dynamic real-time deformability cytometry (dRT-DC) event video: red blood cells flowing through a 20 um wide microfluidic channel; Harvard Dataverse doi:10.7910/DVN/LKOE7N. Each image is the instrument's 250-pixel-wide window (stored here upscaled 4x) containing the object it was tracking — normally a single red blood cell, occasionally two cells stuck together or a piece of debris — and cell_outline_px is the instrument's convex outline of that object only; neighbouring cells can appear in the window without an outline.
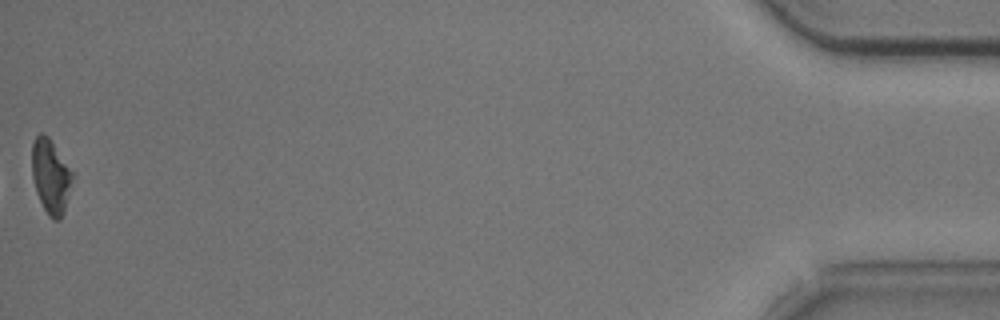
{"species": "common noctule bat (a hibernating species)", "species_latin": "Nyctalus noctula", "temperature_condition": "cold", "stored_images_in_passage": 41, "camera_frame_rate_fps": 3000, "um_per_image_px": 0.085, "animal": {"sex": "male", "body_mass_g": 20.5, "forearm_length_mm": 52.5}, "frame": {"image": 1, "passage_image": 41, "time_ms": 13.333, "image_size_px": [1000, 320], "cell_outline_px": [[72, 176], [64, 212], [60, 220], [52, 220], [48, 216], [36, 192], [32, 176], [32, 144], [36, 136], [40, 132], [44, 132], [48, 136], [72, 172]], "centroid_in_image_um": [4.27, 14.99], "position_along_channel_um": 430.9, "area_um2": 17.17}, "authors_computed_cell_mechanics": {"area_um2": 18.6694, "velocity_mm_per_s": 3.7116, "shape_relaxation_time_tau1_ms": 5.2534, "shape_relaxation_time_tau2_ms": 2.2167, "deformation_change_tau1": 0.1655, "deformation_change_tau2": 0.0954}}